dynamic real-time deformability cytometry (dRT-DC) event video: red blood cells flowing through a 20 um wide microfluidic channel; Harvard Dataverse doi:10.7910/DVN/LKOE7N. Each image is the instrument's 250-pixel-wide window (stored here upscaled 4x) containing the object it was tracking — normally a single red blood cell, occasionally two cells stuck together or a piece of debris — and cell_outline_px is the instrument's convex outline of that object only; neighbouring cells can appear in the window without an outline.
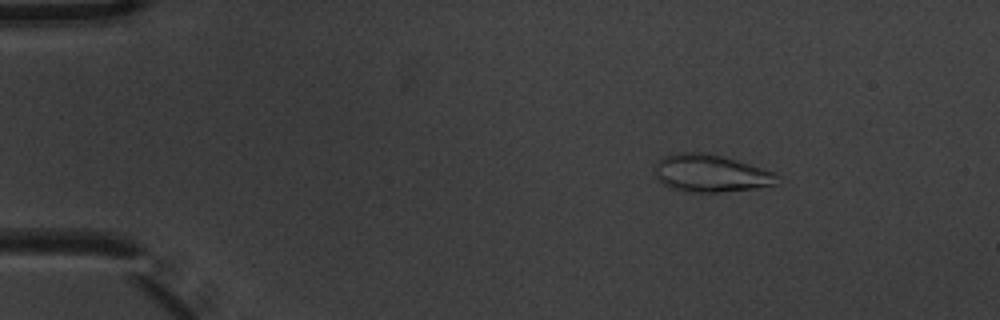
{"species": "common noctule bat (a hibernating species)", "species_latin": "Nyctalus noctula", "temperature_condition": "warm", "stored_images_in_passage": 3, "camera_frame_rate_fps": 3000, "um_per_image_px": 0.085, "animal": {"sex": "male", "body_mass_g": 20.1, "forearm_length_mm": 53.5}, "frame": {"image": 1, "passage_image": 1, "time_ms": 0.0, "image_size_px": [1000, 320], "cell_outline_px": [[776, 184], [756, 188], [720, 192], [684, 192], [668, 188], [656, 176], [656, 164], [664, 156], [684, 152], [700, 152], [724, 156], [776, 172]], "centroid_in_image_um": [60.41, 14.74], "position_along_channel_um": 24.6, "area_um2": 26.59}}